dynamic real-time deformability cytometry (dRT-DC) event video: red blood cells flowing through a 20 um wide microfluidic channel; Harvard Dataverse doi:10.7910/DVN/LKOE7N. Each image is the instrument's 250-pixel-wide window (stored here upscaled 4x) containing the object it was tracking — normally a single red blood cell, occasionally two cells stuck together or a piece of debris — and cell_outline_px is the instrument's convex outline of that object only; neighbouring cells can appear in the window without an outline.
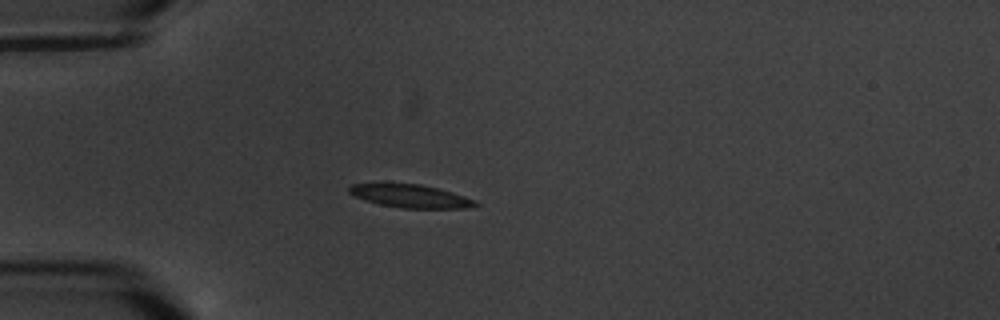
{"species": "common noctule bat (a hibernating species)", "species_latin": "Nyctalus noctula", "temperature_condition": "warm", "stored_images_in_passage": 16, "camera_frame_rate_fps": 3000, "um_per_image_px": 0.085, "animal": {"sex": "male", "body_mass_g": 20.1, "forearm_length_mm": 53.5}, "frame": {"image": 1, "passage_image": 4, "time_ms": 3.667, "image_size_px": [1000, 320], "cell_outline_px": [[480, 204], [464, 208], [400, 208], [380, 204], [352, 196], [348, 192], [348, 188], [352, 184], [420, 184], [452, 192], [476, 200]], "centroid_in_image_um": [34.88, 16.67], "position_along_channel_um": 50.1, "area_um2": 16.76}}
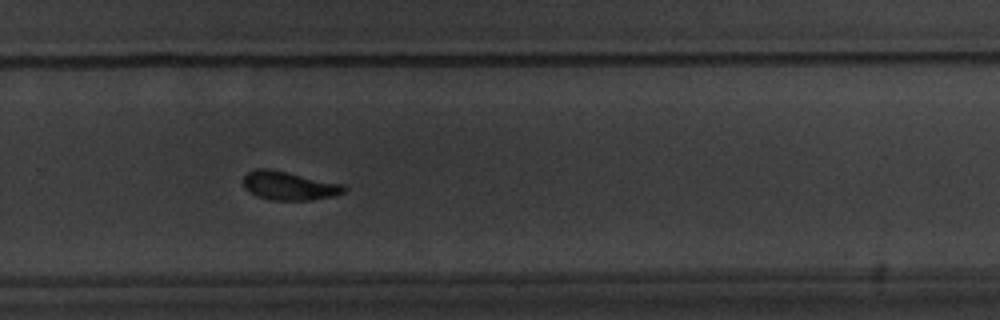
{"frame": {"image": 2, "passage_image": 11, "time_ms": 11.667, "image_size_px": [1000, 320], "cell_outline_px": [[348, 188], [344, 192], [332, 196], [308, 200], [272, 200], [256, 196], [244, 188], [244, 176], [248, 172], [256, 168], [268, 168], [344, 184]], "centroid_in_image_um": [24.56, 15.78], "position_along_channel_um": 305.2, "area_um2": 16.76}}
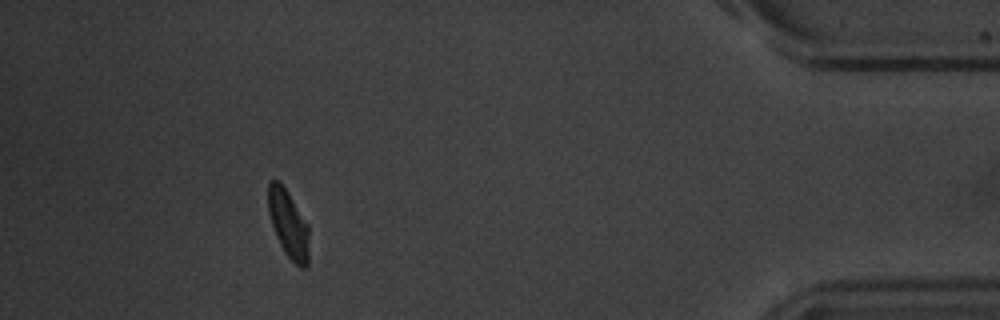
{"frame": {"image": 3, "passage_image": 15, "time_ms": 16.333, "image_size_px": [1000, 320], "cell_outline_px": [[308, 264], [304, 268], [300, 268], [284, 252], [276, 236], [268, 212], [268, 184], [272, 180], [280, 180], [288, 192], [308, 224]], "centroid_in_image_um": [24.51, 19.01], "position_along_channel_um": 410.7, "area_um2": 16.07}, "authors_computed_cell_mechanics": {"area_um2": 17.051, "velocity_mm_per_s": 3.3679, "shape_relaxation_time_tau1_ms": 1.8436, "shape_relaxation_time_tau2_ms": 0.8881, "deformation_change_tau1": 0.1407, "deformation_change_tau2": 0.0803}}